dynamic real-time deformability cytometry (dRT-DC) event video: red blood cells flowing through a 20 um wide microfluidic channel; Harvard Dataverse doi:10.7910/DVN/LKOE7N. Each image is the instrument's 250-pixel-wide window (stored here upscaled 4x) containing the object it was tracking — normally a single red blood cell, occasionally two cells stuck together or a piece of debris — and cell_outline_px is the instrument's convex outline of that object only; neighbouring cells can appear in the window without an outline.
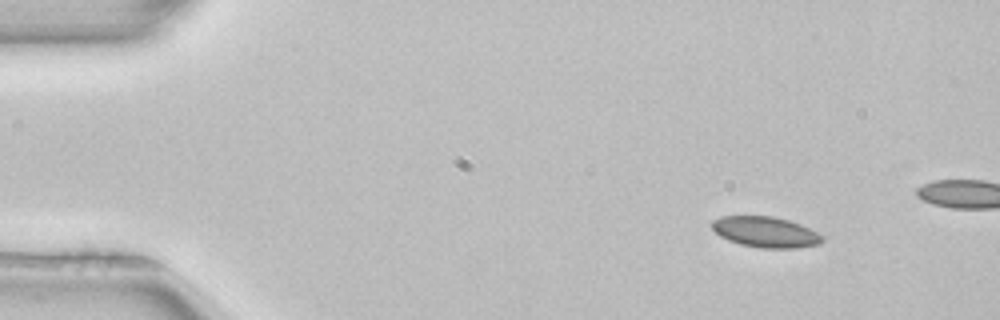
{"species": "common noctule bat (a hibernating species)", "species_latin": "Nyctalus noctula", "temperature_condition": "room temperature", "stored_images_in_passage": 10, "camera_frame_rate_fps": 3000, "um_per_image_px": 0.085, "animal": {"sex": "female", "body_mass_g": 22.7, "forearm_length_mm": 54.2}, "frame": {"image": 1, "passage_image": 1, "time_ms": 0.0, "image_size_px": [1000, 320], "cell_outline_px": [[824, 240], [820, 244], [796, 248], [760, 248], [740, 244], [728, 240], [720, 236], [712, 228], [712, 220], [720, 216], [772, 216], [788, 220], [800, 224], [824, 236]], "centroid_in_image_um": [65.07, 19.72], "position_along_channel_um": 19.9, "area_um2": 19.77}}